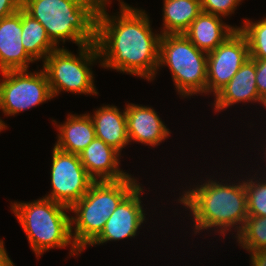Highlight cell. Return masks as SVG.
Returning <instances> with one entry per match:
<instances>
[{
    "instance_id": "obj_24",
    "label": "cell",
    "mask_w": 266,
    "mask_h": 266,
    "mask_svg": "<svg viewBox=\"0 0 266 266\" xmlns=\"http://www.w3.org/2000/svg\"><path fill=\"white\" fill-rule=\"evenodd\" d=\"M241 1L243 0H200L201 11L224 18L234 14Z\"/></svg>"
},
{
    "instance_id": "obj_15",
    "label": "cell",
    "mask_w": 266,
    "mask_h": 266,
    "mask_svg": "<svg viewBox=\"0 0 266 266\" xmlns=\"http://www.w3.org/2000/svg\"><path fill=\"white\" fill-rule=\"evenodd\" d=\"M255 77V62L249 58L232 79L215 95L213 104L215 112H220L240 102H259L266 108V103L258 93Z\"/></svg>"
},
{
    "instance_id": "obj_29",
    "label": "cell",
    "mask_w": 266,
    "mask_h": 266,
    "mask_svg": "<svg viewBox=\"0 0 266 266\" xmlns=\"http://www.w3.org/2000/svg\"><path fill=\"white\" fill-rule=\"evenodd\" d=\"M92 2H94L99 8L104 5V4H111L110 0H91Z\"/></svg>"
},
{
    "instance_id": "obj_19",
    "label": "cell",
    "mask_w": 266,
    "mask_h": 266,
    "mask_svg": "<svg viewBox=\"0 0 266 266\" xmlns=\"http://www.w3.org/2000/svg\"><path fill=\"white\" fill-rule=\"evenodd\" d=\"M160 34H183L202 12L200 0H163Z\"/></svg>"
},
{
    "instance_id": "obj_18",
    "label": "cell",
    "mask_w": 266,
    "mask_h": 266,
    "mask_svg": "<svg viewBox=\"0 0 266 266\" xmlns=\"http://www.w3.org/2000/svg\"><path fill=\"white\" fill-rule=\"evenodd\" d=\"M54 121L57 130V142L55 147L58 149L79 155L95 138V127L89 113L86 114H68L63 124H57Z\"/></svg>"
},
{
    "instance_id": "obj_23",
    "label": "cell",
    "mask_w": 266,
    "mask_h": 266,
    "mask_svg": "<svg viewBox=\"0 0 266 266\" xmlns=\"http://www.w3.org/2000/svg\"><path fill=\"white\" fill-rule=\"evenodd\" d=\"M253 178V179H252ZM250 177L245 180L248 216L266 217V178ZM255 180V181H254Z\"/></svg>"
},
{
    "instance_id": "obj_26",
    "label": "cell",
    "mask_w": 266,
    "mask_h": 266,
    "mask_svg": "<svg viewBox=\"0 0 266 266\" xmlns=\"http://www.w3.org/2000/svg\"><path fill=\"white\" fill-rule=\"evenodd\" d=\"M21 9L18 0H0V20Z\"/></svg>"
},
{
    "instance_id": "obj_7",
    "label": "cell",
    "mask_w": 266,
    "mask_h": 266,
    "mask_svg": "<svg viewBox=\"0 0 266 266\" xmlns=\"http://www.w3.org/2000/svg\"><path fill=\"white\" fill-rule=\"evenodd\" d=\"M78 51L77 56L62 46L43 60L42 68L47 75L53 97L58 96L61 91L78 95H98L90 68L98 59L100 63L97 44H87L79 47Z\"/></svg>"
},
{
    "instance_id": "obj_16",
    "label": "cell",
    "mask_w": 266,
    "mask_h": 266,
    "mask_svg": "<svg viewBox=\"0 0 266 266\" xmlns=\"http://www.w3.org/2000/svg\"><path fill=\"white\" fill-rule=\"evenodd\" d=\"M223 17L201 12L183 33L199 50L209 53L222 44L238 26L227 25Z\"/></svg>"
},
{
    "instance_id": "obj_12",
    "label": "cell",
    "mask_w": 266,
    "mask_h": 266,
    "mask_svg": "<svg viewBox=\"0 0 266 266\" xmlns=\"http://www.w3.org/2000/svg\"><path fill=\"white\" fill-rule=\"evenodd\" d=\"M129 142H138L151 147L158 146L170 137V130L155 109L138 104L125 105Z\"/></svg>"
},
{
    "instance_id": "obj_3",
    "label": "cell",
    "mask_w": 266,
    "mask_h": 266,
    "mask_svg": "<svg viewBox=\"0 0 266 266\" xmlns=\"http://www.w3.org/2000/svg\"><path fill=\"white\" fill-rule=\"evenodd\" d=\"M22 9L44 26L59 48L67 40L78 47L96 43L99 7L91 0H30Z\"/></svg>"
},
{
    "instance_id": "obj_8",
    "label": "cell",
    "mask_w": 266,
    "mask_h": 266,
    "mask_svg": "<svg viewBox=\"0 0 266 266\" xmlns=\"http://www.w3.org/2000/svg\"><path fill=\"white\" fill-rule=\"evenodd\" d=\"M0 109L16 115L53 99L45 71L9 70L0 72Z\"/></svg>"
},
{
    "instance_id": "obj_1",
    "label": "cell",
    "mask_w": 266,
    "mask_h": 266,
    "mask_svg": "<svg viewBox=\"0 0 266 266\" xmlns=\"http://www.w3.org/2000/svg\"><path fill=\"white\" fill-rule=\"evenodd\" d=\"M119 4L117 16L108 14L107 4L98 9L96 44L100 65L151 82L159 71L162 34L152 32L145 10L131 7L122 0Z\"/></svg>"
},
{
    "instance_id": "obj_9",
    "label": "cell",
    "mask_w": 266,
    "mask_h": 266,
    "mask_svg": "<svg viewBox=\"0 0 266 266\" xmlns=\"http://www.w3.org/2000/svg\"><path fill=\"white\" fill-rule=\"evenodd\" d=\"M52 190L44 196L71 208L89 190L94 180L88 175L79 155L54 146L51 163Z\"/></svg>"
},
{
    "instance_id": "obj_21",
    "label": "cell",
    "mask_w": 266,
    "mask_h": 266,
    "mask_svg": "<svg viewBox=\"0 0 266 266\" xmlns=\"http://www.w3.org/2000/svg\"><path fill=\"white\" fill-rule=\"evenodd\" d=\"M235 238L239 246L246 251L266 249V217L248 216Z\"/></svg>"
},
{
    "instance_id": "obj_20",
    "label": "cell",
    "mask_w": 266,
    "mask_h": 266,
    "mask_svg": "<svg viewBox=\"0 0 266 266\" xmlns=\"http://www.w3.org/2000/svg\"><path fill=\"white\" fill-rule=\"evenodd\" d=\"M22 44L25 51L35 60L39 61L48 56L49 53L58 49L50 40L44 26L32 18L22 9Z\"/></svg>"
},
{
    "instance_id": "obj_4",
    "label": "cell",
    "mask_w": 266,
    "mask_h": 266,
    "mask_svg": "<svg viewBox=\"0 0 266 266\" xmlns=\"http://www.w3.org/2000/svg\"><path fill=\"white\" fill-rule=\"evenodd\" d=\"M10 204L37 258L51 248L68 245L71 246L70 256L81 253L71 235V216L66 214L70 208L45 197Z\"/></svg>"
},
{
    "instance_id": "obj_11",
    "label": "cell",
    "mask_w": 266,
    "mask_h": 266,
    "mask_svg": "<svg viewBox=\"0 0 266 266\" xmlns=\"http://www.w3.org/2000/svg\"><path fill=\"white\" fill-rule=\"evenodd\" d=\"M142 184H138L118 205L107 219L100 235L89 245L95 246L108 241L134 238L144 222L146 213L141 202Z\"/></svg>"
},
{
    "instance_id": "obj_5",
    "label": "cell",
    "mask_w": 266,
    "mask_h": 266,
    "mask_svg": "<svg viewBox=\"0 0 266 266\" xmlns=\"http://www.w3.org/2000/svg\"><path fill=\"white\" fill-rule=\"evenodd\" d=\"M139 183L131 175L115 181H94L88 192L70 208L75 216H71V235L81 252L100 235L107 219Z\"/></svg>"
},
{
    "instance_id": "obj_2",
    "label": "cell",
    "mask_w": 266,
    "mask_h": 266,
    "mask_svg": "<svg viewBox=\"0 0 266 266\" xmlns=\"http://www.w3.org/2000/svg\"><path fill=\"white\" fill-rule=\"evenodd\" d=\"M238 182L223 183L210 178L182 192L178 202L192 213L195 235L214 229L226 236L233 228L236 236L239 234L248 217V207L245 180Z\"/></svg>"
},
{
    "instance_id": "obj_10",
    "label": "cell",
    "mask_w": 266,
    "mask_h": 266,
    "mask_svg": "<svg viewBox=\"0 0 266 266\" xmlns=\"http://www.w3.org/2000/svg\"><path fill=\"white\" fill-rule=\"evenodd\" d=\"M249 58L247 39L237 29L207 54L206 94L213 93L215 96Z\"/></svg>"
},
{
    "instance_id": "obj_27",
    "label": "cell",
    "mask_w": 266,
    "mask_h": 266,
    "mask_svg": "<svg viewBox=\"0 0 266 266\" xmlns=\"http://www.w3.org/2000/svg\"><path fill=\"white\" fill-rule=\"evenodd\" d=\"M250 252V266H266V249H260L257 251H248Z\"/></svg>"
},
{
    "instance_id": "obj_30",
    "label": "cell",
    "mask_w": 266,
    "mask_h": 266,
    "mask_svg": "<svg viewBox=\"0 0 266 266\" xmlns=\"http://www.w3.org/2000/svg\"><path fill=\"white\" fill-rule=\"evenodd\" d=\"M6 128H7V125L5 124V122L2 119H0V132Z\"/></svg>"
},
{
    "instance_id": "obj_6",
    "label": "cell",
    "mask_w": 266,
    "mask_h": 266,
    "mask_svg": "<svg viewBox=\"0 0 266 266\" xmlns=\"http://www.w3.org/2000/svg\"><path fill=\"white\" fill-rule=\"evenodd\" d=\"M168 66L181 97L206 94L207 53L199 50L184 34L161 35L158 69Z\"/></svg>"
},
{
    "instance_id": "obj_17",
    "label": "cell",
    "mask_w": 266,
    "mask_h": 266,
    "mask_svg": "<svg viewBox=\"0 0 266 266\" xmlns=\"http://www.w3.org/2000/svg\"><path fill=\"white\" fill-rule=\"evenodd\" d=\"M89 116L94 123L96 138L121 154L122 149L130 143L125 109L122 112L117 106L108 104L98 108Z\"/></svg>"
},
{
    "instance_id": "obj_22",
    "label": "cell",
    "mask_w": 266,
    "mask_h": 266,
    "mask_svg": "<svg viewBox=\"0 0 266 266\" xmlns=\"http://www.w3.org/2000/svg\"><path fill=\"white\" fill-rule=\"evenodd\" d=\"M238 30L246 37L251 59H266V16L262 20L244 19Z\"/></svg>"
},
{
    "instance_id": "obj_14",
    "label": "cell",
    "mask_w": 266,
    "mask_h": 266,
    "mask_svg": "<svg viewBox=\"0 0 266 266\" xmlns=\"http://www.w3.org/2000/svg\"><path fill=\"white\" fill-rule=\"evenodd\" d=\"M79 157L94 181H115L130 175L120 169V153L98 138H95Z\"/></svg>"
},
{
    "instance_id": "obj_28",
    "label": "cell",
    "mask_w": 266,
    "mask_h": 266,
    "mask_svg": "<svg viewBox=\"0 0 266 266\" xmlns=\"http://www.w3.org/2000/svg\"><path fill=\"white\" fill-rule=\"evenodd\" d=\"M4 246V240H0V266H11L13 261L8 257Z\"/></svg>"
},
{
    "instance_id": "obj_13",
    "label": "cell",
    "mask_w": 266,
    "mask_h": 266,
    "mask_svg": "<svg viewBox=\"0 0 266 266\" xmlns=\"http://www.w3.org/2000/svg\"><path fill=\"white\" fill-rule=\"evenodd\" d=\"M22 8L0 20V72L28 70L35 60L22 44Z\"/></svg>"
},
{
    "instance_id": "obj_31",
    "label": "cell",
    "mask_w": 266,
    "mask_h": 266,
    "mask_svg": "<svg viewBox=\"0 0 266 266\" xmlns=\"http://www.w3.org/2000/svg\"><path fill=\"white\" fill-rule=\"evenodd\" d=\"M21 8L30 0H18Z\"/></svg>"
},
{
    "instance_id": "obj_25",
    "label": "cell",
    "mask_w": 266,
    "mask_h": 266,
    "mask_svg": "<svg viewBox=\"0 0 266 266\" xmlns=\"http://www.w3.org/2000/svg\"><path fill=\"white\" fill-rule=\"evenodd\" d=\"M256 68V85L260 98L266 103V59H252Z\"/></svg>"
}]
</instances>
